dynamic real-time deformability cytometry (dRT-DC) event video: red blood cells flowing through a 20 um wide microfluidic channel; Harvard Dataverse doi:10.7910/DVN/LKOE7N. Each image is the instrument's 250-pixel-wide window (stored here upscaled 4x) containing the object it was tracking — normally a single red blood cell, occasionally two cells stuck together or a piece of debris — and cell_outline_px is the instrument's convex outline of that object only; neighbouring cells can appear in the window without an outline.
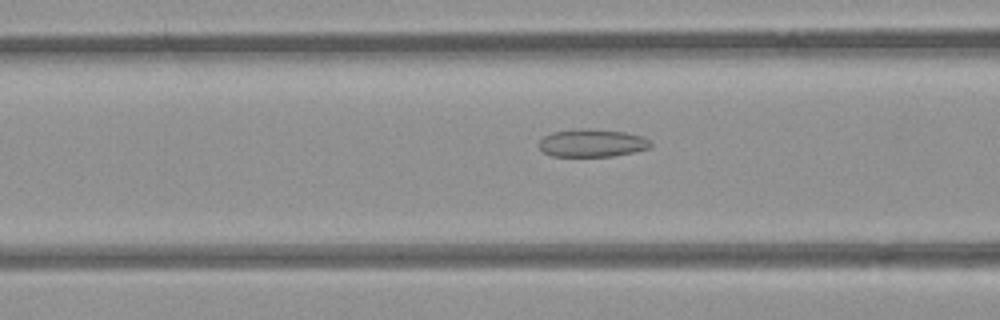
{"species": "common noctule bat (a hibernating species)", "species_latin": "Nyctalus noctula", "temperature_condition": "room temperature", "stored_images_in_passage": 52, "camera_frame_rate_fps": 3000, "um_per_image_px": 0.085, "animal": {"sex": "female", "body_mass_g": 21.9}, "frame": {"image": 1, "passage_image": 20, "time_ms": 6.333, "image_size_px": [1000, 320], "cell_outline_px": [[652, 144], [648, 148], [632, 152], [612, 156], [552, 156], [544, 152], [540, 148], [540, 140], [544, 136], [552, 132], [572, 128], [588, 128], [624, 132], [640, 136], [648, 140]], "centroid_in_image_um": [50.28, 12.14], "position_along_channel_um": 116.3, "area_um2": 17.98}}
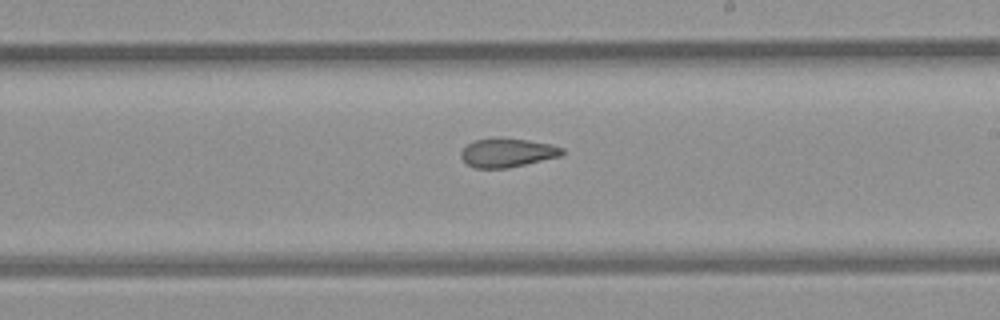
{"frame": {"image": 2, "passage_image": 30, "time_ms": 9.667, "image_size_px": [1000, 320], "cell_outline_px": [[564, 152], [560, 156], [508, 168], [476, 168], [468, 164], [460, 156], [460, 152], [468, 144], [476, 140], [500, 136], [528, 140], [552, 144], [564, 148]], "centroid_in_image_um": [43.13, 12.96], "position_along_channel_um": 245.9, "area_um2": 17.11}}
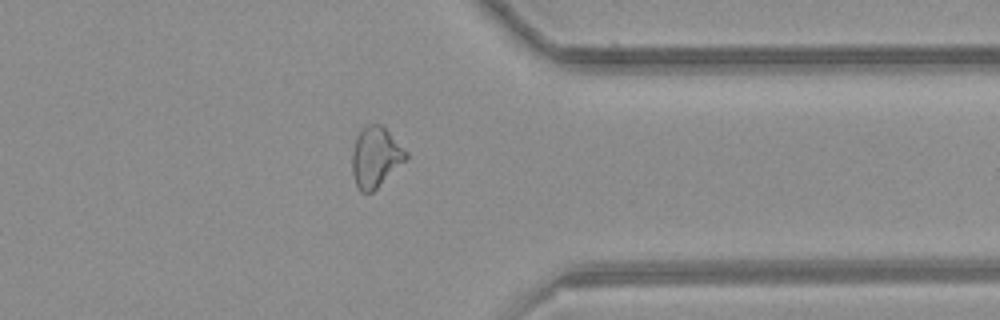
{"frame": {"image": 3, "passage_image": 41, "time_ms": 13.333, "image_size_px": [1000, 320], "cell_outline_px": [[408, 156], [372, 192], [360, 192], [352, 176], [352, 152], [356, 136], [360, 128], [368, 124], [380, 124], [408, 152]], "centroid_in_image_um": [31.87, 13.33], "position_along_channel_um": 379.5, "area_um2": 18.61}, "authors_computed_cell_mechanics": {"area_um2": 19.4208, "velocity_mm_per_s": 3.8877, "shape_relaxation_time_tau1_ms": null, "shape_relaxation_time_tau2_ms": 2.9476, "deformation_change_tau1": null, "deformation_change_tau2": 0.0893}}